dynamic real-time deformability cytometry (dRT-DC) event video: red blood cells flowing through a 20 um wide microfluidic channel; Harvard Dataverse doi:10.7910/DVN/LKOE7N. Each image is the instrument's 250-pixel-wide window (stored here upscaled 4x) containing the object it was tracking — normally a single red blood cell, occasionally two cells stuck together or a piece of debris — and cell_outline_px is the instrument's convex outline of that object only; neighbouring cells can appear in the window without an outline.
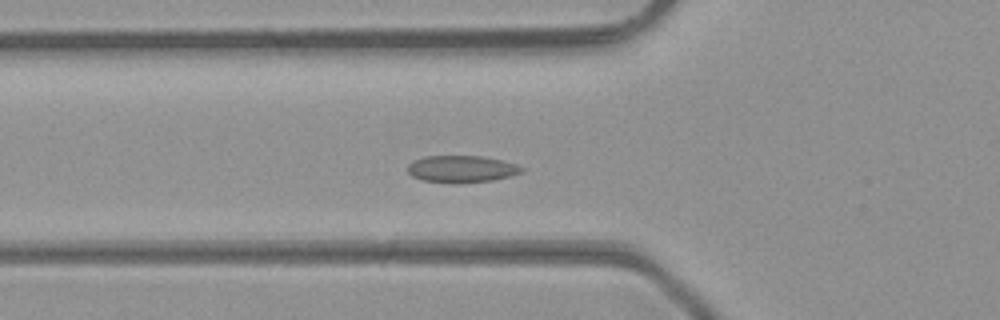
{"species": "common noctule bat (a hibernating species)", "species_latin": "Nyctalus noctula", "temperature_condition": "room temperature", "stored_images_in_passage": 33, "camera_frame_rate_fps": 3000, "um_per_image_px": 0.085, "animal": {"sex": "male", "body_mass_g": 23.1, "forearm_length_mm": 52.7}, "frame": {"image": 1, "passage_image": 8, "time_ms": 2.333, "image_size_px": [1000, 320], "cell_outline_px": [[524, 172], [492, 180], [456, 184], [420, 180], [412, 176], [408, 172], [408, 164], [412, 160], [424, 156], [480, 156], [500, 160], [516, 164], [524, 168]], "centroid_in_image_um": [39.19, 14.37], "position_along_channel_um": 86.6, "area_um2": 18.03}}
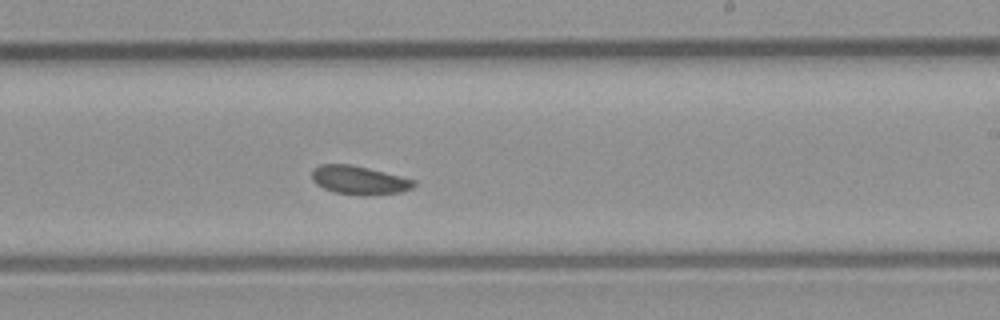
{"frame": {"image": 2, "passage_image": 20, "time_ms": 6.333, "image_size_px": [1000, 320], "cell_outline_px": [[416, 184], [412, 188], [400, 192], [364, 196], [332, 192], [316, 184], [312, 180], [312, 168], [320, 164], [352, 164], [416, 180]], "centroid_in_image_um": [30.5, 15.31], "position_along_channel_um": 258.5, "area_um2": 17.11}}
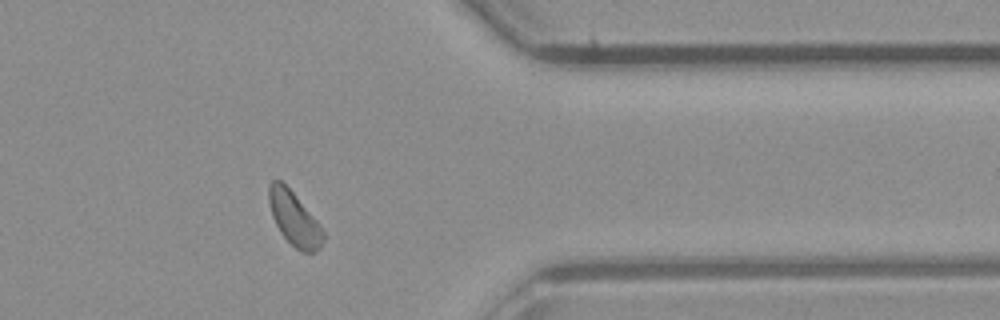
{"frame": {"image": 3, "passage_image": 30, "time_ms": 9.667, "image_size_px": [1000, 320], "cell_outline_px": [[324, 240], [320, 248], [316, 252], [300, 252], [280, 232], [272, 216], [268, 204], [268, 184], [272, 180], [280, 180], [292, 192], [320, 224], [324, 232]], "centroid_in_image_um": [25.0, 18.59], "position_along_channel_um": 386.4, "area_um2": 16.94}, "authors_computed_cell_mechanics": {"area_um2": 17.1666, "velocity_mm_per_s": 4.2869, "shape_relaxation_time_tau1_ms": null, "shape_relaxation_time_tau2_ms": 2.1702, "deformation_change_tau1": null, "deformation_change_tau2": 0.0709}}